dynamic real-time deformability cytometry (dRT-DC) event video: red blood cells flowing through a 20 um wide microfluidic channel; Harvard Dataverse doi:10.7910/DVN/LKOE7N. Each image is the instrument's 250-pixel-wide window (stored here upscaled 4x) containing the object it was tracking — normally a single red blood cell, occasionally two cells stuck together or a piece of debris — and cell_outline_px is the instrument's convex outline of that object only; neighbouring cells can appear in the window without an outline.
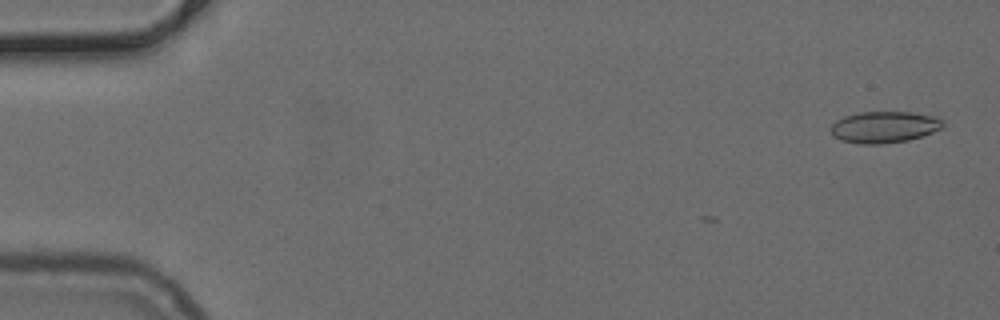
{"species": "common noctule bat (a hibernating species)", "species_latin": "Nyctalus noctula", "temperature_condition": "cold", "stored_images_in_passage": 9, "camera_frame_rate_fps": 3000, "um_per_image_px": 0.085, "animal": {"sex": "female", "body_mass_g": 24.6, "forearm_length_mm": 56.2}, "frame": {"image": 1, "passage_image": 2, "time_ms": 0.333, "image_size_px": [1000, 320], "cell_outline_px": [[944, 124], [940, 128], [932, 132], [908, 140], [884, 144], [860, 144], [840, 140], [832, 136], [828, 128], [836, 120], [844, 116], [860, 112], [912, 112], [932, 116], [944, 120]], "centroid_in_image_um": [75.09, 10.8], "position_along_channel_um": 9.9, "area_um2": 20.69}}